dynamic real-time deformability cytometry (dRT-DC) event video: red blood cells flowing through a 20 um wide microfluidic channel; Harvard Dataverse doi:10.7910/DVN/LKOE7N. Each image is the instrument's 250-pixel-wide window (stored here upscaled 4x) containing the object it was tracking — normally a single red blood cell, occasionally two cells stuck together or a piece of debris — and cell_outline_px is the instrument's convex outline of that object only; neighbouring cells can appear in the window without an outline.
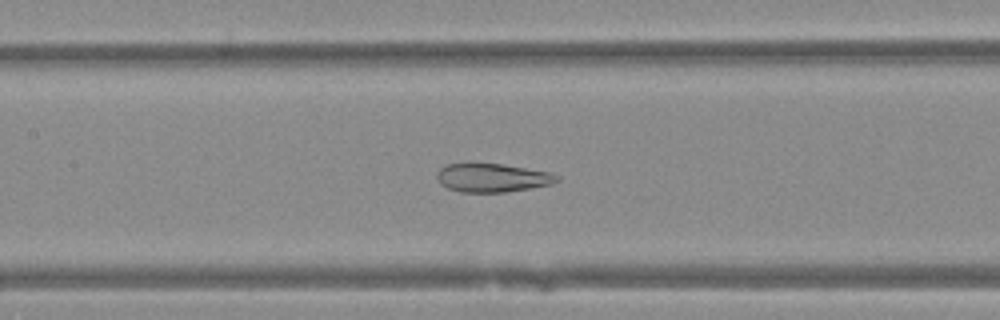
{"species": "Egyptian fruit bat (a non-hibernating species)", "species_latin": "Rousettus aegyptiacus", "temperature_condition": "warm", "stored_images_in_passage": 35, "camera_frame_rate_fps": 3000, "um_per_image_px": 0.085, "animal": {"sex": "female"}, "frame": {"image": 1, "passage_image": 8, "time_ms": 2.333, "image_size_px": [1000, 320], "cell_outline_px": [[560, 180], [552, 184], [532, 188], [504, 192], [460, 192], [448, 188], [440, 184], [436, 176], [436, 172], [440, 168], [448, 164], [468, 160], [500, 164], [548, 172], [560, 176]], "centroid_in_image_um": [41.78, 15.08], "position_along_channel_um": 165.6, "area_um2": 20.58}}
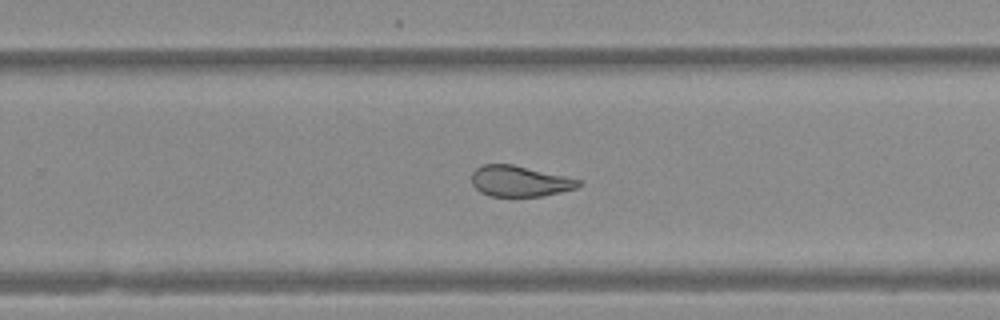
{"frame": {"image": 2, "passage_image": 17, "time_ms": 5.333, "image_size_px": [1000, 320], "cell_outline_px": [[584, 184], [576, 188], [560, 192], [540, 196], [488, 196], [480, 192], [472, 184], [472, 172], [480, 164], [512, 164], [564, 176], [580, 180]], "centroid_in_image_um": [44.14, 15.4], "position_along_channel_um": 285.7, "area_um2": 19.13}}
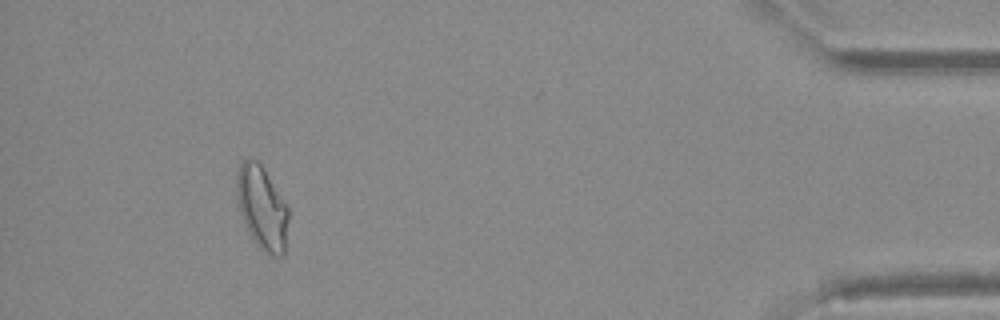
{"frame": {"image": 3, "passage_image": 31, "time_ms": 10.0, "image_size_px": [1000, 320], "cell_outline_px": [[288, 220], [284, 256], [272, 256], [264, 252], [256, 244], [248, 232], [240, 212], [236, 192], [236, 172], [240, 164], [248, 156], [256, 160], [260, 164], [288, 208]], "centroid_in_image_um": [22.25, 17.67], "position_along_channel_um": 413.0, "area_um2": 24.97}}